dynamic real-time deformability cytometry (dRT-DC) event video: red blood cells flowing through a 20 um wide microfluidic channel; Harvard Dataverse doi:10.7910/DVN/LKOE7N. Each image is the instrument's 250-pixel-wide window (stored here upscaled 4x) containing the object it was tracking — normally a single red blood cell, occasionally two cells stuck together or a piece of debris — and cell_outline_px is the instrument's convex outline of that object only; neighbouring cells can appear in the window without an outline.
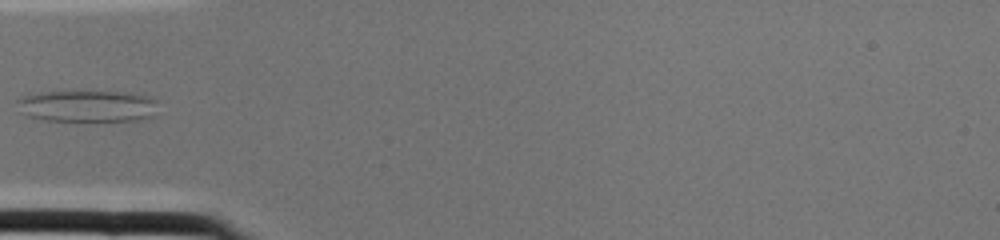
{"species": "common noctule bat (a hibernating species)", "species_latin": "Nyctalus noctula", "temperature_condition": "cold", "stored_images_in_passage": 2, "camera_frame_rate_fps": 3000, "um_per_image_px": 0.085, "animal": {"sex": "female", "body_mass_g": 22.0, "forearm_length_mm": 56.7}, "frame": {"image": 1, "passage_image": 2, "time_ms": 0.333, "image_size_px": [1000, 240], "cell_outline_px": [[156, 116], [140, 120], [44, 120], [28, 116], [24, 112], [16, 100], [20, 96], [40, 92], [136, 92], [148, 96], [156, 100]], "centroid_in_image_um": [7.5, 9.0], "position_along_channel_um": 77.5, "area_um2": 25.89}}